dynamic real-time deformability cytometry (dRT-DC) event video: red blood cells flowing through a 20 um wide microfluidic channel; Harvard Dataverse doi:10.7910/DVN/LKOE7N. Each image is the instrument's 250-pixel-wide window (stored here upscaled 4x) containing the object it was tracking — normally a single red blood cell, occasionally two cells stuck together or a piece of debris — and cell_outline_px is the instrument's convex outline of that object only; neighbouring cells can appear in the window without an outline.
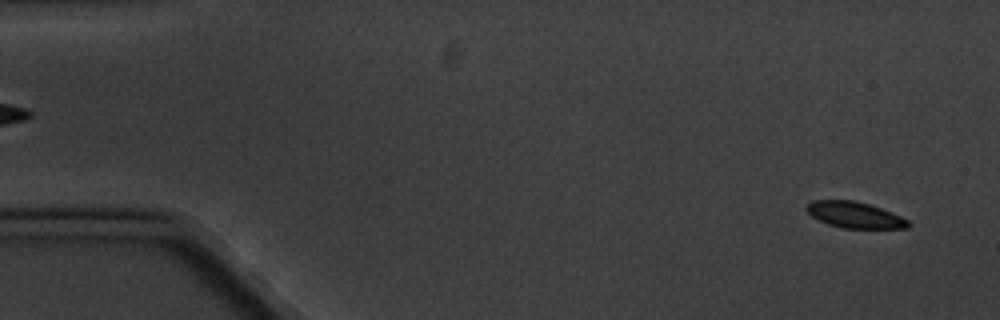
{"species": "common noctule bat (a hibernating species)", "species_latin": "Nyctalus noctula", "temperature_condition": "cold", "stored_images_in_passage": 6, "camera_frame_rate_fps": 3000, "um_per_image_px": 0.085, "animal": {"sex": "male", "body_mass_g": 20.1, "forearm_length_mm": 53.5}, "frame": {"image": 1, "passage_image": 6, "time_ms": 5.667, "image_size_px": [1000, 320], "cell_outline_px": [[912, 224], [908, 228], [844, 228], [828, 224], [812, 216], [804, 208], [812, 200], [852, 200], [868, 204], [892, 212], [908, 220]], "centroid_in_image_um": [72.66, 18.27], "position_along_channel_um": 12.3, "area_um2": 15.37}}